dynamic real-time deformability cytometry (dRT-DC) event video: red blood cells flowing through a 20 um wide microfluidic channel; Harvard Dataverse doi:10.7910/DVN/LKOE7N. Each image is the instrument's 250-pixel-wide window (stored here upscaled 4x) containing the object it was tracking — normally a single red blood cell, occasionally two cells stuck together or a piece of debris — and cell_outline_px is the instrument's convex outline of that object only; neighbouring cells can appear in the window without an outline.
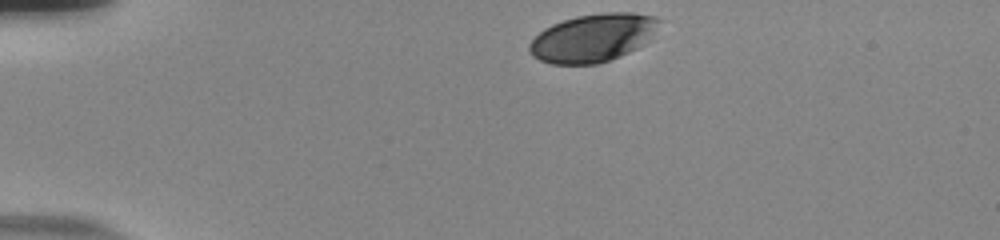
{"species": "human", "species_latin": "Homo sapiens", "temperature_condition": "room temperature", "stored_images_in_passage": 37, "camera_frame_rate_fps": 3000, "um_per_image_px": 0.085, "donor": {"sex": "male"}, "frame": {"image": 1, "passage_image": 1, "time_ms": 0.0, "image_size_px": [1000, 240], "cell_outline_px": [[664, 20], [644, 44], [620, 56], [596, 64], [552, 64], [540, 60], [532, 56], [528, 48], [528, 44], [544, 28], [552, 24], [576, 16], [604, 12], [632, 12], [656, 16]], "centroid_in_image_um": [50.42, 3.2], "position_along_channel_um": 34.6, "area_um2": 36.41}}
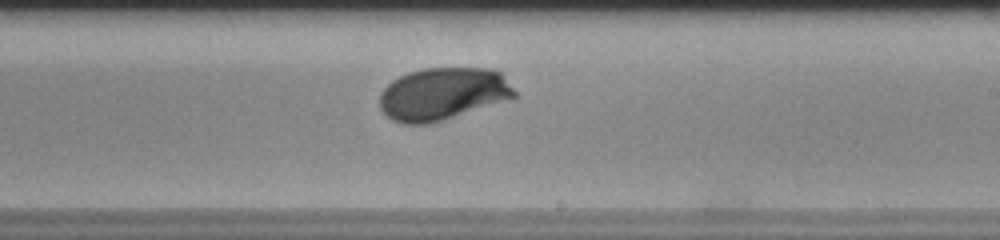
{"frame": {"image": 2, "passage_image": 24, "time_ms": 7.667, "image_size_px": [1000, 240], "cell_outline_px": [[516, 96], [428, 124], [404, 124], [392, 120], [380, 108], [380, 96], [384, 88], [392, 80], [408, 72], [424, 68], [488, 68], [500, 72], [516, 92]], "centroid_in_image_um": [37.59, 7.96], "position_along_channel_um": 251.4, "area_um2": 40.52}}
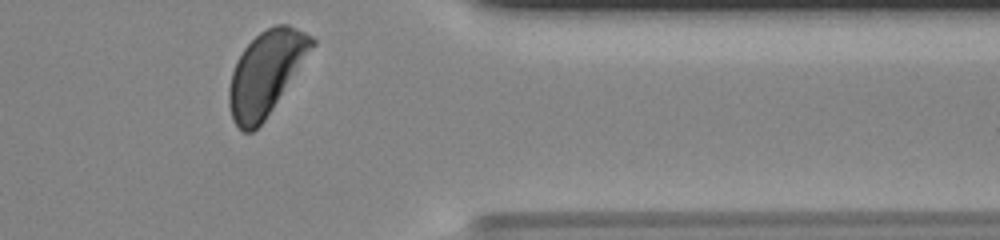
{"frame": {"image": 3, "passage_image": 36, "time_ms": 11.667, "image_size_px": [1000, 240], "cell_outline_px": [[316, 44], [264, 120], [252, 132], [244, 132], [232, 120], [228, 104], [228, 88], [232, 72], [236, 60], [244, 48], [260, 32], [276, 24], [288, 24], [312, 36], [316, 40]], "centroid_in_image_um": [22.59, 6.2], "position_along_channel_um": 388.8, "area_um2": 39.94}, "authors_computed_cell_mechanics": {"area_um2": 40.3444, "velocity_mm_per_s": 3.6759, "shape_relaxation_time_tau1_ms": 2.6711, "shape_relaxation_time_tau2_ms": null, "deformation_change_tau1": 0.1434, "deformation_change_tau2": null}}